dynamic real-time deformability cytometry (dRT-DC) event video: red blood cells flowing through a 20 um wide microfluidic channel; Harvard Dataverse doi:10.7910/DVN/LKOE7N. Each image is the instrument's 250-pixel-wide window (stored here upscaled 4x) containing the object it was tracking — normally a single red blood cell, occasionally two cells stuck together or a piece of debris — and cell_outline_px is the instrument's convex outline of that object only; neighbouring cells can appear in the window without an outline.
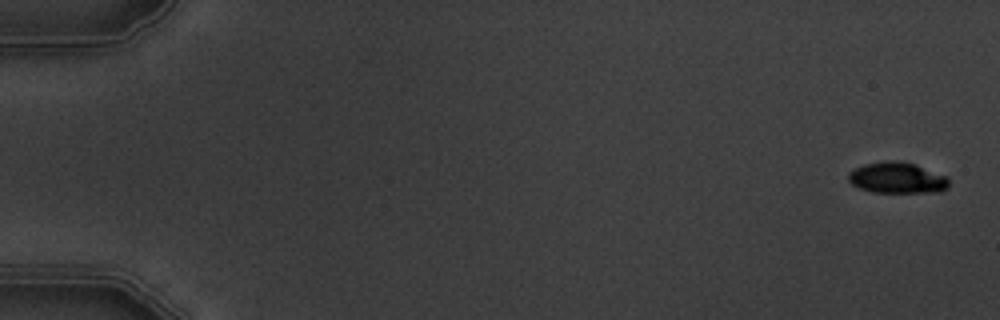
{"species": "common noctule bat (a hibernating species)", "species_latin": "Nyctalus noctula", "temperature_condition": "warm", "stored_images_in_passage": 5, "camera_frame_rate_fps": 3000, "um_per_image_px": 0.085, "animal": {"sex": "male", "body_mass_g": 19.5, "forearm_length_mm": 54.6}, "frame": {"image": 1, "passage_image": 1, "time_ms": 0.0, "image_size_px": [1000, 320], "cell_outline_px": [[948, 188], [940, 192], [872, 192], [860, 188], [852, 184], [848, 180], [848, 172], [864, 164], [888, 160], [896, 160], [916, 164], [948, 176]], "centroid_in_image_um": [76.28, 15.11], "position_along_channel_um": 8.7, "area_um2": 18.32}}
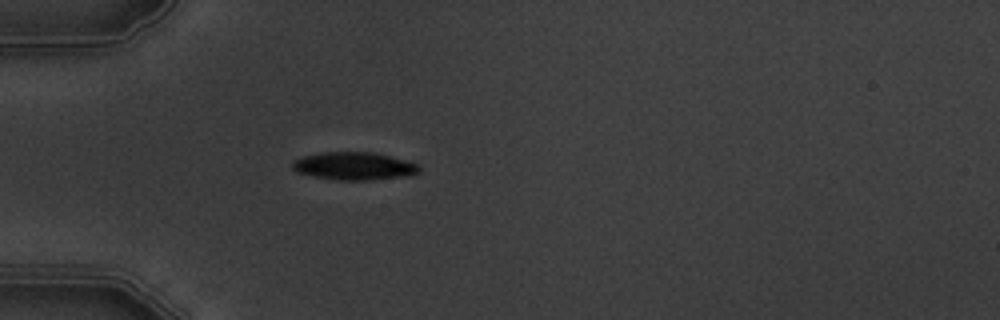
{"frame": {"image": 2, "passage_image": 5, "time_ms": 5.333, "image_size_px": [1000, 320], "cell_outline_px": [[420, 172], [408, 176], [368, 180], [336, 180], [312, 176], [296, 172], [292, 168], [292, 160], [300, 156], [324, 152], [372, 152], [420, 164]], "centroid_in_image_um": [30.06, 14.12], "position_along_channel_um": 54.9, "area_um2": 20.69}}